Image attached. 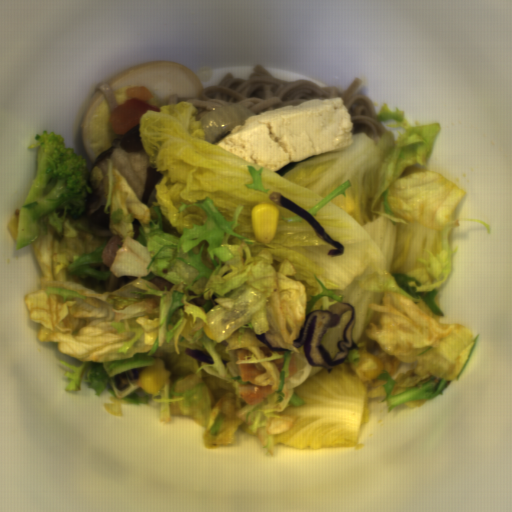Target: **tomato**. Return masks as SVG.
<instances>
[{
	"label": "tomato",
	"instance_id": "tomato-1",
	"mask_svg": "<svg viewBox=\"0 0 512 512\" xmlns=\"http://www.w3.org/2000/svg\"><path fill=\"white\" fill-rule=\"evenodd\" d=\"M146 111L157 113L160 112V108L138 98H131L116 105L109 117L113 133L122 135L135 125H139L140 118Z\"/></svg>",
	"mask_w": 512,
	"mask_h": 512
}]
</instances>
